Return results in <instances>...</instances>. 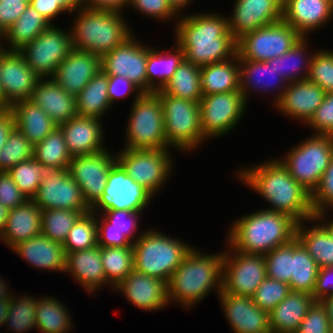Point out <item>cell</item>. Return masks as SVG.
Masks as SVG:
<instances>
[{
  "instance_id": "59",
  "label": "cell",
  "mask_w": 333,
  "mask_h": 333,
  "mask_svg": "<svg viewBox=\"0 0 333 333\" xmlns=\"http://www.w3.org/2000/svg\"><path fill=\"white\" fill-rule=\"evenodd\" d=\"M30 2L0 0V31L2 34L20 17Z\"/></svg>"
},
{
  "instance_id": "41",
  "label": "cell",
  "mask_w": 333,
  "mask_h": 333,
  "mask_svg": "<svg viewBox=\"0 0 333 333\" xmlns=\"http://www.w3.org/2000/svg\"><path fill=\"white\" fill-rule=\"evenodd\" d=\"M319 266L309 255L308 251L295 237L292 239V275L289 283L290 290L312 294Z\"/></svg>"
},
{
  "instance_id": "58",
  "label": "cell",
  "mask_w": 333,
  "mask_h": 333,
  "mask_svg": "<svg viewBox=\"0 0 333 333\" xmlns=\"http://www.w3.org/2000/svg\"><path fill=\"white\" fill-rule=\"evenodd\" d=\"M27 200L28 198L19 190L10 174L0 171V203L11 210Z\"/></svg>"
},
{
  "instance_id": "40",
  "label": "cell",
  "mask_w": 333,
  "mask_h": 333,
  "mask_svg": "<svg viewBox=\"0 0 333 333\" xmlns=\"http://www.w3.org/2000/svg\"><path fill=\"white\" fill-rule=\"evenodd\" d=\"M67 309L54 297H38L35 313L36 330H40V333H68L73 329V324Z\"/></svg>"
},
{
  "instance_id": "26",
  "label": "cell",
  "mask_w": 333,
  "mask_h": 333,
  "mask_svg": "<svg viewBox=\"0 0 333 333\" xmlns=\"http://www.w3.org/2000/svg\"><path fill=\"white\" fill-rule=\"evenodd\" d=\"M102 121L93 117L75 116L58 125L71 156L90 155L106 150Z\"/></svg>"
},
{
  "instance_id": "70",
  "label": "cell",
  "mask_w": 333,
  "mask_h": 333,
  "mask_svg": "<svg viewBox=\"0 0 333 333\" xmlns=\"http://www.w3.org/2000/svg\"><path fill=\"white\" fill-rule=\"evenodd\" d=\"M6 51L5 48H0V62H1V55ZM10 105L5 101L4 94L1 86V77H0V109L2 111L9 110Z\"/></svg>"
},
{
  "instance_id": "11",
  "label": "cell",
  "mask_w": 333,
  "mask_h": 333,
  "mask_svg": "<svg viewBox=\"0 0 333 333\" xmlns=\"http://www.w3.org/2000/svg\"><path fill=\"white\" fill-rule=\"evenodd\" d=\"M302 36L283 18L237 40L239 59L267 62L288 52Z\"/></svg>"
},
{
  "instance_id": "19",
  "label": "cell",
  "mask_w": 333,
  "mask_h": 333,
  "mask_svg": "<svg viewBox=\"0 0 333 333\" xmlns=\"http://www.w3.org/2000/svg\"><path fill=\"white\" fill-rule=\"evenodd\" d=\"M234 4L228 23L236 40L283 17V0H235Z\"/></svg>"
},
{
  "instance_id": "48",
  "label": "cell",
  "mask_w": 333,
  "mask_h": 333,
  "mask_svg": "<svg viewBox=\"0 0 333 333\" xmlns=\"http://www.w3.org/2000/svg\"><path fill=\"white\" fill-rule=\"evenodd\" d=\"M83 213L76 210H43L42 234L63 245L67 234Z\"/></svg>"
},
{
  "instance_id": "42",
  "label": "cell",
  "mask_w": 333,
  "mask_h": 333,
  "mask_svg": "<svg viewBox=\"0 0 333 333\" xmlns=\"http://www.w3.org/2000/svg\"><path fill=\"white\" fill-rule=\"evenodd\" d=\"M200 68L184 59L162 91L167 95L200 102L203 97Z\"/></svg>"
},
{
  "instance_id": "44",
  "label": "cell",
  "mask_w": 333,
  "mask_h": 333,
  "mask_svg": "<svg viewBox=\"0 0 333 333\" xmlns=\"http://www.w3.org/2000/svg\"><path fill=\"white\" fill-rule=\"evenodd\" d=\"M33 157L46 169H69L72 156L58 126L44 140L34 145Z\"/></svg>"
},
{
  "instance_id": "64",
  "label": "cell",
  "mask_w": 333,
  "mask_h": 333,
  "mask_svg": "<svg viewBox=\"0 0 333 333\" xmlns=\"http://www.w3.org/2000/svg\"><path fill=\"white\" fill-rule=\"evenodd\" d=\"M14 127L13 116L9 110L0 114V149L5 144L10 130Z\"/></svg>"
},
{
  "instance_id": "2",
  "label": "cell",
  "mask_w": 333,
  "mask_h": 333,
  "mask_svg": "<svg viewBox=\"0 0 333 333\" xmlns=\"http://www.w3.org/2000/svg\"><path fill=\"white\" fill-rule=\"evenodd\" d=\"M203 13L180 16L174 31L175 43L184 51L185 60L200 67L237 54V40L229 31L226 15Z\"/></svg>"
},
{
  "instance_id": "61",
  "label": "cell",
  "mask_w": 333,
  "mask_h": 333,
  "mask_svg": "<svg viewBox=\"0 0 333 333\" xmlns=\"http://www.w3.org/2000/svg\"><path fill=\"white\" fill-rule=\"evenodd\" d=\"M333 295V266L319 268L315 289L312 297L315 301H322L324 298Z\"/></svg>"
},
{
  "instance_id": "65",
  "label": "cell",
  "mask_w": 333,
  "mask_h": 333,
  "mask_svg": "<svg viewBox=\"0 0 333 333\" xmlns=\"http://www.w3.org/2000/svg\"><path fill=\"white\" fill-rule=\"evenodd\" d=\"M330 210H333V208H330ZM327 213L328 212H326V209L322 210V211L315 212L314 217L312 219H310V221H311V224L312 223L315 224V223H317L316 221H319L324 226V228L328 231L330 236L333 238V219H331L329 222L326 221V218H327L326 214ZM323 220H324V222H323Z\"/></svg>"
},
{
  "instance_id": "72",
  "label": "cell",
  "mask_w": 333,
  "mask_h": 333,
  "mask_svg": "<svg viewBox=\"0 0 333 333\" xmlns=\"http://www.w3.org/2000/svg\"><path fill=\"white\" fill-rule=\"evenodd\" d=\"M0 48H3V43H2V45H1V41H2V39H3V34H2V32L0 31Z\"/></svg>"
},
{
  "instance_id": "39",
  "label": "cell",
  "mask_w": 333,
  "mask_h": 333,
  "mask_svg": "<svg viewBox=\"0 0 333 333\" xmlns=\"http://www.w3.org/2000/svg\"><path fill=\"white\" fill-rule=\"evenodd\" d=\"M306 221L297 223L296 238L319 268L333 266V238L319 221L310 229L305 227Z\"/></svg>"
},
{
  "instance_id": "10",
  "label": "cell",
  "mask_w": 333,
  "mask_h": 333,
  "mask_svg": "<svg viewBox=\"0 0 333 333\" xmlns=\"http://www.w3.org/2000/svg\"><path fill=\"white\" fill-rule=\"evenodd\" d=\"M169 149H123L116 154V161L127 175L144 187L155 198L167 182L173 168Z\"/></svg>"
},
{
  "instance_id": "51",
  "label": "cell",
  "mask_w": 333,
  "mask_h": 333,
  "mask_svg": "<svg viewBox=\"0 0 333 333\" xmlns=\"http://www.w3.org/2000/svg\"><path fill=\"white\" fill-rule=\"evenodd\" d=\"M267 277L290 283L292 273V240L264 255Z\"/></svg>"
},
{
  "instance_id": "57",
  "label": "cell",
  "mask_w": 333,
  "mask_h": 333,
  "mask_svg": "<svg viewBox=\"0 0 333 333\" xmlns=\"http://www.w3.org/2000/svg\"><path fill=\"white\" fill-rule=\"evenodd\" d=\"M129 7L137 12L157 20H174L178 13L172 8L168 0H131Z\"/></svg>"
},
{
  "instance_id": "52",
  "label": "cell",
  "mask_w": 333,
  "mask_h": 333,
  "mask_svg": "<svg viewBox=\"0 0 333 333\" xmlns=\"http://www.w3.org/2000/svg\"><path fill=\"white\" fill-rule=\"evenodd\" d=\"M308 80L317 84L326 93L333 92V51L318 50L314 52Z\"/></svg>"
},
{
  "instance_id": "30",
  "label": "cell",
  "mask_w": 333,
  "mask_h": 333,
  "mask_svg": "<svg viewBox=\"0 0 333 333\" xmlns=\"http://www.w3.org/2000/svg\"><path fill=\"white\" fill-rule=\"evenodd\" d=\"M12 250L36 269L55 270L66 274L67 254L63 245L42 233L19 243Z\"/></svg>"
},
{
  "instance_id": "21",
  "label": "cell",
  "mask_w": 333,
  "mask_h": 333,
  "mask_svg": "<svg viewBox=\"0 0 333 333\" xmlns=\"http://www.w3.org/2000/svg\"><path fill=\"white\" fill-rule=\"evenodd\" d=\"M217 297L233 333H272L269 313L254 302L252 297L219 293Z\"/></svg>"
},
{
  "instance_id": "22",
  "label": "cell",
  "mask_w": 333,
  "mask_h": 333,
  "mask_svg": "<svg viewBox=\"0 0 333 333\" xmlns=\"http://www.w3.org/2000/svg\"><path fill=\"white\" fill-rule=\"evenodd\" d=\"M113 290L121 292L129 303L140 310H149V312L162 310L169 304L167 283L136 270H133Z\"/></svg>"
},
{
  "instance_id": "18",
  "label": "cell",
  "mask_w": 333,
  "mask_h": 333,
  "mask_svg": "<svg viewBox=\"0 0 333 333\" xmlns=\"http://www.w3.org/2000/svg\"><path fill=\"white\" fill-rule=\"evenodd\" d=\"M134 36L101 58V70L108 76L126 77L143 93H147L146 64L149 46L142 45Z\"/></svg>"
},
{
  "instance_id": "36",
  "label": "cell",
  "mask_w": 333,
  "mask_h": 333,
  "mask_svg": "<svg viewBox=\"0 0 333 333\" xmlns=\"http://www.w3.org/2000/svg\"><path fill=\"white\" fill-rule=\"evenodd\" d=\"M184 59V51L177 43L166 54L149 47L146 64L147 93L162 90Z\"/></svg>"
},
{
  "instance_id": "73",
  "label": "cell",
  "mask_w": 333,
  "mask_h": 333,
  "mask_svg": "<svg viewBox=\"0 0 333 333\" xmlns=\"http://www.w3.org/2000/svg\"><path fill=\"white\" fill-rule=\"evenodd\" d=\"M22 2H30V0H21Z\"/></svg>"
},
{
  "instance_id": "37",
  "label": "cell",
  "mask_w": 333,
  "mask_h": 333,
  "mask_svg": "<svg viewBox=\"0 0 333 333\" xmlns=\"http://www.w3.org/2000/svg\"><path fill=\"white\" fill-rule=\"evenodd\" d=\"M76 105L79 116L101 120L113 106L108 96V75L100 70L76 96Z\"/></svg>"
},
{
  "instance_id": "67",
  "label": "cell",
  "mask_w": 333,
  "mask_h": 333,
  "mask_svg": "<svg viewBox=\"0 0 333 333\" xmlns=\"http://www.w3.org/2000/svg\"><path fill=\"white\" fill-rule=\"evenodd\" d=\"M10 307V297L0 300V326H4Z\"/></svg>"
},
{
  "instance_id": "56",
  "label": "cell",
  "mask_w": 333,
  "mask_h": 333,
  "mask_svg": "<svg viewBox=\"0 0 333 333\" xmlns=\"http://www.w3.org/2000/svg\"><path fill=\"white\" fill-rule=\"evenodd\" d=\"M307 125L313 129L314 134L333 136V92L325 94L322 104L306 123Z\"/></svg>"
},
{
  "instance_id": "60",
  "label": "cell",
  "mask_w": 333,
  "mask_h": 333,
  "mask_svg": "<svg viewBox=\"0 0 333 333\" xmlns=\"http://www.w3.org/2000/svg\"><path fill=\"white\" fill-rule=\"evenodd\" d=\"M131 93L140 96L143 92L126 77L119 75L108 76V96L111 105L116 100L125 98Z\"/></svg>"
},
{
  "instance_id": "27",
  "label": "cell",
  "mask_w": 333,
  "mask_h": 333,
  "mask_svg": "<svg viewBox=\"0 0 333 333\" xmlns=\"http://www.w3.org/2000/svg\"><path fill=\"white\" fill-rule=\"evenodd\" d=\"M240 64V81L239 91L243 94L246 101L252 89L256 92L264 93L265 91H274V105L281 98L284 90L287 87V82L282 79L281 73L276 68V58H272L267 62L250 61L239 59ZM270 89V90H269ZM277 89V91H276ZM264 91V92H262ZM278 92V93H275Z\"/></svg>"
},
{
  "instance_id": "13",
  "label": "cell",
  "mask_w": 333,
  "mask_h": 333,
  "mask_svg": "<svg viewBox=\"0 0 333 333\" xmlns=\"http://www.w3.org/2000/svg\"><path fill=\"white\" fill-rule=\"evenodd\" d=\"M72 49L71 32L64 31L53 23L19 52L40 78H51Z\"/></svg>"
},
{
  "instance_id": "16",
  "label": "cell",
  "mask_w": 333,
  "mask_h": 333,
  "mask_svg": "<svg viewBox=\"0 0 333 333\" xmlns=\"http://www.w3.org/2000/svg\"><path fill=\"white\" fill-rule=\"evenodd\" d=\"M31 200L42 211L63 209L83 214L90 211L69 169H45L39 188Z\"/></svg>"
},
{
  "instance_id": "55",
  "label": "cell",
  "mask_w": 333,
  "mask_h": 333,
  "mask_svg": "<svg viewBox=\"0 0 333 333\" xmlns=\"http://www.w3.org/2000/svg\"><path fill=\"white\" fill-rule=\"evenodd\" d=\"M314 213L333 208V158L314 192L311 194Z\"/></svg>"
},
{
  "instance_id": "62",
  "label": "cell",
  "mask_w": 333,
  "mask_h": 333,
  "mask_svg": "<svg viewBox=\"0 0 333 333\" xmlns=\"http://www.w3.org/2000/svg\"><path fill=\"white\" fill-rule=\"evenodd\" d=\"M131 0H80V6L89 10L122 12ZM123 9V10H122Z\"/></svg>"
},
{
  "instance_id": "15",
  "label": "cell",
  "mask_w": 333,
  "mask_h": 333,
  "mask_svg": "<svg viewBox=\"0 0 333 333\" xmlns=\"http://www.w3.org/2000/svg\"><path fill=\"white\" fill-rule=\"evenodd\" d=\"M152 199L153 196L116 162L109 172L102 196L90 210L95 214L100 212L97 213L100 215L107 210L142 212Z\"/></svg>"
},
{
  "instance_id": "1",
  "label": "cell",
  "mask_w": 333,
  "mask_h": 333,
  "mask_svg": "<svg viewBox=\"0 0 333 333\" xmlns=\"http://www.w3.org/2000/svg\"><path fill=\"white\" fill-rule=\"evenodd\" d=\"M237 170V178L250 190L265 198L268 210L281 212L297 223L314 217L311 194L298 183L279 159Z\"/></svg>"
},
{
  "instance_id": "69",
  "label": "cell",
  "mask_w": 333,
  "mask_h": 333,
  "mask_svg": "<svg viewBox=\"0 0 333 333\" xmlns=\"http://www.w3.org/2000/svg\"><path fill=\"white\" fill-rule=\"evenodd\" d=\"M321 302L327 309L329 321H330L332 331H333V295L329 296L327 298H324Z\"/></svg>"
},
{
  "instance_id": "47",
  "label": "cell",
  "mask_w": 333,
  "mask_h": 333,
  "mask_svg": "<svg viewBox=\"0 0 333 333\" xmlns=\"http://www.w3.org/2000/svg\"><path fill=\"white\" fill-rule=\"evenodd\" d=\"M15 296V297H14ZM36 298V299H35ZM11 295L10 307L5 325L14 333H23L36 328L37 297Z\"/></svg>"
},
{
  "instance_id": "54",
  "label": "cell",
  "mask_w": 333,
  "mask_h": 333,
  "mask_svg": "<svg viewBox=\"0 0 333 333\" xmlns=\"http://www.w3.org/2000/svg\"><path fill=\"white\" fill-rule=\"evenodd\" d=\"M326 307L321 301H315L301 322L296 333H332Z\"/></svg>"
},
{
  "instance_id": "68",
  "label": "cell",
  "mask_w": 333,
  "mask_h": 333,
  "mask_svg": "<svg viewBox=\"0 0 333 333\" xmlns=\"http://www.w3.org/2000/svg\"><path fill=\"white\" fill-rule=\"evenodd\" d=\"M172 8L179 14L182 12L183 8L188 7L193 0H168Z\"/></svg>"
},
{
  "instance_id": "53",
  "label": "cell",
  "mask_w": 333,
  "mask_h": 333,
  "mask_svg": "<svg viewBox=\"0 0 333 333\" xmlns=\"http://www.w3.org/2000/svg\"><path fill=\"white\" fill-rule=\"evenodd\" d=\"M288 283L266 277L252 295L253 302L268 313L290 292Z\"/></svg>"
},
{
  "instance_id": "14",
  "label": "cell",
  "mask_w": 333,
  "mask_h": 333,
  "mask_svg": "<svg viewBox=\"0 0 333 333\" xmlns=\"http://www.w3.org/2000/svg\"><path fill=\"white\" fill-rule=\"evenodd\" d=\"M228 249L225 248L223 252L220 293L252 297L258 286L267 277L264 255L231 251L230 247Z\"/></svg>"
},
{
  "instance_id": "24",
  "label": "cell",
  "mask_w": 333,
  "mask_h": 333,
  "mask_svg": "<svg viewBox=\"0 0 333 333\" xmlns=\"http://www.w3.org/2000/svg\"><path fill=\"white\" fill-rule=\"evenodd\" d=\"M326 92L308 79L287 84L275 108L288 116L307 123L317 108L322 104Z\"/></svg>"
},
{
  "instance_id": "8",
  "label": "cell",
  "mask_w": 333,
  "mask_h": 333,
  "mask_svg": "<svg viewBox=\"0 0 333 333\" xmlns=\"http://www.w3.org/2000/svg\"><path fill=\"white\" fill-rule=\"evenodd\" d=\"M126 125L123 149H170L166 143L160 95L157 92L135 96Z\"/></svg>"
},
{
  "instance_id": "63",
  "label": "cell",
  "mask_w": 333,
  "mask_h": 333,
  "mask_svg": "<svg viewBox=\"0 0 333 333\" xmlns=\"http://www.w3.org/2000/svg\"><path fill=\"white\" fill-rule=\"evenodd\" d=\"M29 5L38 11L51 25L53 19L61 13H65L56 0H30Z\"/></svg>"
},
{
  "instance_id": "9",
  "label": "cell",
  "mask_w": 333,
  "mask_h": 333,
  "mask_svg": "<svg viewBox=\"0 0 333 333\" xmlns=\"http://www.w3.org/2000/svg\"><path fill=\"white\" fill-rule=\"evenodd\" d=\"M332 158L333 136L312 134L308 139L293 146L279 160L290 175L312 194Z\"/></svg>"
},
{
  "instance_id": "31",
  "label": "cell",
  "mask_w": 333,
  "mask_h": 333,
  "mask_svg": "<svg viewBox=\"0 0 333 333\" xmlns=\"http://www.w3.org/2000/svg\"><path fill=\"white\" fill-rule=\"evenodd\" d=\"M41 217L42 210L32 200L9 210L0 241L12 250L19 243L41 234Z\"/></svg>"
},
{
  "instance_id": "45",
  "label": "cell",
  "mask_w": 333,
  "mask_h": 333,
  "mask_svg": "<svg viewBox=\"0 0 333 333\" xmlns=\"http://www.w3.org/2000/svg\"><path fill=\"white\" fill-rule=\"evenodd\" d=\"M101 261L105 278L111 288L116 287L133 270V246L100 247Z\"/></svg>"
},
{
  "instance_id": "17",
  "label": "cell",
  "mask_w": 333,
  "mask_h": 333,
  "mask_svg": "<svg viewBox=\"0 0 333 333\" xmlns=\"http://www.w3.org/2000/svg\"><path fill=\"white\" fill-rule=\"evenodd\" d=\"M112 154L106 149L95 154L72 156L69 172L90 208L102 196L109 172L117 162L116 154Z\"/></svg>"
},
{
  "instance_id": "50",
  "label": "cell",
  "mask_w": 333,
  "mask_h": 333,
  "mask_svg": "<svg viewBox=\"0 0 333 333\" xmlns=\"http://www.w3.org/2000/svg\"><path fill=\"white\" fill-rule=\"evenodd\" d=\"M45 169L46 168L33 157L12 167L8 173L19 190L28 200H31L39 188Z\"/></svg>"
},
{
  "instance_id": "33",
  "label": "cell",
  "mask_w": 333,
  "mask_h": 333,
  "mask_svg": "<svg viewBox=\"0 0 333 333\" xmlns=\"http://www.w3.org/2000/svg\"><path fill=\"white\" fill-rule=\"evenodd\" d=\"M315 302L312 294L290 291L288 295L269 312V325L272 333H296Z\"/></svg>"
},
{
  "instance_id": "29",
  "label": "cell",
  "mask_w": 333,
  "mask_h": 333,
  "mask_svg": "<svg viewBox=\"0 0 333 333\" xmlns=\"http://www.w3.org/2000/svg\"><path fill=\"white\" fill-rule=\"evenodd\" d=\"M30 100L57 125L78 115L76 97L65 92L52 78H40Z\"/></svg>"
},
{
  "instance_id": "5",
  "label": "cell",
  "mask_w": 333,
  "mask_h": 333,
  "mask_svg": "<svg viewBox=\"0 0 333 333\" xmlns=\"http://www.w3.org/2000/svg\"><path fill=\"white\" fill-rule=\"evenodd\" d=\"M77 10L73 27L68 29L75 49L102 58L134 34L121 12L89 10L81 6Z\"/></svg>"
},
{
  "instance_id": "66",
  "label": "cell",
  "mask_w": 333,
  "mask_h": 333,
  "mask_svg": "<svg viewBox=\"0 0 333 333\" xmlns=\"http://www.w3.org/2000/svg\"><path fill=\"white\" fill-rule=\"evenodd\" d=\"M58 5L66 12L73 13L80 7V0H56Z\"/></svg>"
},
{
  "instance_id": "20",
  "label": "cell",
  "mask_w": 333,
  "mask_h": 333,
  "mask_svg": "<svg viewBox=\"0 0 333 333\" xmlns=\"http://www.w3.org/2000/svg\"><path fill=\"white\" fill-rule=\"evenodd\" d=\"M0 77L4 99L10 106L20 100H30L40 79L19 51L8 50L1 55Z\"/></svg>"
},
{
  "instance_id": "6",
  "label": "cell",
  "mask_w": 333,
  "mask_h": 333,
  "mask_svg": "<svg viewBox=\"0 0 333 333\" xmlns=\"http://www.w3.org/2000/svg\"><path fill=\"white\" fill-rule=\"evenodd\" d=\"M140 233L133 243L134 270L168 283L193 246L156 229Z\"/></svg>"
},
{
  "instance_id": "7",
  "label": "cell",
  "mask_w": 333,
  "mask_h": 333,
  "mask_svg": "<svg viewBox=\"0 0 333 333\" xmlns=\"http://www.w3.org/2000/svg\"><path fill=\"white\" fill-rule=\"evenodd\" d=\"M157 93L161 100L167 146L184 153L193 152L205 141L200 127L199 102L167 95L162 90Z\"/></svg>"
},
{
  "instance_id": "49",
  "label": "cell",
  "mask_w": 333,
  "mask_h": 333,
  "mask_svg": "<svg viewBox=\"0 0 333 333\" xmlns=\"http://www.w3.org/2000/svg\"><path fill=\"white\" fill-rule=\"evenodd\" d=\"M34 146L14 126L0 149V171L8 172L20 162L33 158Z\"/></svg>"
},
{
  "instance_id": "43",
  "label": "cell",
  "mask_w": 333,
  "mask_h": 333,
  "mask_svg": "<svg viewBox=\"0 0 333 333\" xmlns=\"http://www.w3.org/2000/svg\"><path fill=\"white\" fill-rule=\"evenodd\" d=\"M307 40L309 39L302 37L288 52L276 57V68L287 83L308 77L314 53L307 48Z\"/></svg>"
},
{
  "instance_id": "25",
  "label": "cell",
  "mask_w": 333,
  "mask_h": 333,
  "mask_svg": "<svg viewBox=\"0 0 333 333\" xmlns=\"http://www.w3.org/2000/svg\"><path fill=\"white\" fill-rule=\"evenodd\" d=\"M331 17L333 0H283L282 18L304 38L325 27Z\"/></svg>"
},
{
  "instance_id": "46",
  "label": "cell",
  "mask_w": 333,
  "mask_h": 333,
  "mask_svg": "<svg viewBox=\"0 0 333 333\" xmlns=\"http://www.w3.org/2000/svg\"><path fill=\"white\" fill-rule=\"evenodd\" d=\"M98 245L97 214L91 210L82 214L71 228L63 243L66 254L86 250Z\"/></svg>"
},
{
  "instance_id": "12",
  "label": "cell",
  "mask_w": 333,
  "mask_h": 333,
  "mask_svg": "<svg viewBox=\"0 0 333 333\" xmlns=\"http://www.w3.org/2000/svg\"><path fill=\"white\" fill-rule=\"evenodd\" d=\"M247 103L240 91L203 96L199 105L204 139L207 141L230 133L244 117Z\"/></svg>"
},
{
  "instance_id": "4",
  "label": "cell",
  "mask_w": 333,
  "mask_h": 333,
  "mask_svg": "<svg viewBox=\"0 0 333 333\" xmlns=\"http://www.w3.org/2000/svg\"><path fill=\"white\" fill-rule=\"evenodd\" d=\"M193 247L173 272L167 283L169 305L171 302L191 308L200 303L209 292L222 290L223 253L203 254Z\"/></svg>"
},
{
  "instance_id": "34",
  "label": "cell",
  "mask_w": 333,
  "mask_h": 333,
  "mask_svg": "<svg viewBox=\"0 0 333 333\" xmlns=\"http://www.w3.org/2000/svg\"><path fill=\"white\" fill-rule=\"evenodd\" d=\"M13 116L14 126L34 146L50 134L57 124L47 113L31 100H20L9 108Z\"/></svg>"
},
{
  "instance_id": "32",
  "label": "cell",
  "mask_w": 333,
  "mask_h": 333,
  "mask_svg": "<svg viewBox=\"0 0 333 333\" xmlns=\"http://www.w3.org/2000/svg\"><path fill=\"white\" fill-rule=\"evenodd\" d=\"M65 272L90 294L99 291L100 287L102 289L106 285L111 286L105 278L99 245L67 253Z\"/></svg>"
},
{
  "instance_id": "3",
  "label": "cell",
  "mask_w": 333,
  "mask_h": 333,
  "mask_svg": "<svg viewBox=\"0 0 333 333\" xmlns=\"http://www.w3.org/2000/svg\"><path fill=\"white\" fill-rule=\"evenodd\" d=\"M228 247L249 254H267L296 237L297 222L281 212L262 209L232 222Z\"/></svg>"
},
{
  "instance_id": "23",
  "label": "cell",
  "mask_w": 333,
  "mask_h": 333,
  "mask_svg": "<svg viewBox=\"0 0 333 333\" xmlns=\"http://www.w3.org/2000/svg\"><path fill=\"white\" fill-rule=\"evenodd\" d=\"M101 70V58L73 48L51 77L65 92L77 96Z\"/></svg>"
},
{
  "instance_id": "28",
  "label": "cell",
  "mask_w": 333,
  "mask_h": 333,
  "mask_svg": "<svg viewBox=\"0 0 333 333\" xmlns=\"http://www.w3.org/2000/svg\"><path fill=\"white\" fill-rule=\"evenodd\" d=\"M141 213L130 210H107L101 213L103 218L97 215L98 245L100 247L133 246L141 235L137 232V222L140 220ZM136 234L139 235L135 236Z\"/></svg>"
},
{
  "instance_id": "71",
  "label": "cell",
  "mask_w": 333,
  "mask_h": 333,
  "mask_svg": "<svg viewBox=\"0 0 333 333\" xmlns=\"http://www.w3.org/2000/svg\"><path fill=\"white\" fill-rule=\"evenodd\" d=\"M8 214H9V209L4 207L1 203H0V233L3 231L5 224L7 222V218H8Z\"/></svg>"
},
{
  "instance_id": "35",
  "label": "cell",
  "mask_w": 333,
  "mask_h": 333,
  "mask_svg": "<svg viewBox=\"0 0 333 333\" xmlns=\"http://www.w3.org/2000/svg\"><path fill=\"white\" fill-rule=\"evenodd\" d=\"M200 80L203 96L239 91L240 64L238 55L236 54L233 58L222 62L201 66Z\"/></svg>"
},
{
  "instance_id": "38",
  "label": "cell",
  "mask_w": 333,
  "mask_h": 333,
  "mask_svg": "<svg viewBox=\"0 0 333 333\" xmlns=\"http://www.w3.org/2000/svg\"><path fill=\"white\" fill-rule=\"evenodd\" d=\"M51 24L32 6L28 5L20 17L5 31L3 38L8 44V51H19L33 41Z\"/></svg>"
}]
</instances>
